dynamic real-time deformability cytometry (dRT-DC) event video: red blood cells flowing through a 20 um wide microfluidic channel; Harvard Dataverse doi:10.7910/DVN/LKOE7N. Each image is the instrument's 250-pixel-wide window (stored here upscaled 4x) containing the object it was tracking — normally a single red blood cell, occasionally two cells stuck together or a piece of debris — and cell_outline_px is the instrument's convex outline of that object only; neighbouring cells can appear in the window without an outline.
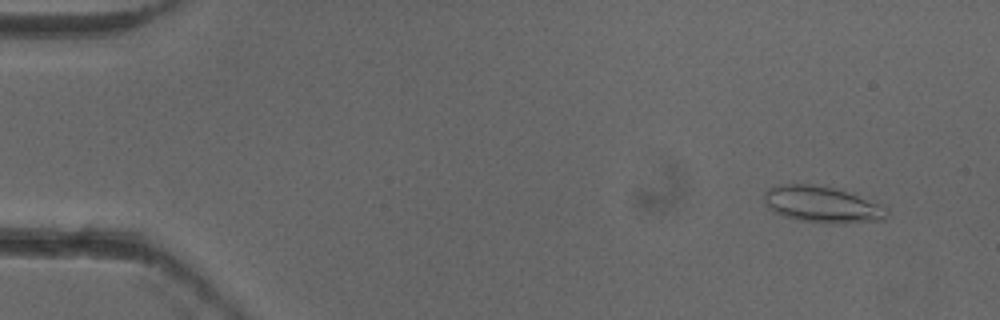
{"species": "common noctule bat (a hibernating species)", "species_latin": "Nyctalus noctula", "temperature_condition": "cold", "stored_images_in_passage": 51, "camera_frame_rate_fps": 3000, "um_per_image_px": 0.085, "animal": {"sex": "female"}, "frame": {"image": 1, "passage_image": 3, "time_ms": 0.667, "image_size_px": [1000, 320], "cell_outline_px": [[888, 216], [884, 220], [844, 224], [796, 220], [772, 212], [768, 208], [764, 200], [764, 192], [768, 188], [780, 184], [808, 184], [832, 188], [880, 204], [888, 208]], "centroid_in_image_um": [69.85, 17.4], "position_along_channel_um": 15.1, "area_um2": 25.89}}
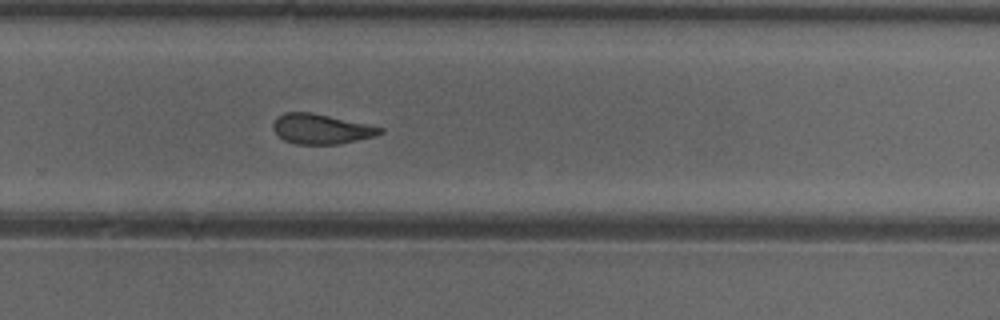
{"frame": {"image": 2, "passage_image": 34, "time_ms": 11.0, "image_size_px": [1000, 320], "cell_outline_px": [[384, 132], [376, 136], [340, 144], [296, 144], [284, 140], [272, 128], [272, 124], [276, 116], [284, 112], [312, 112], [384, 128]], "centroid_in_image_um": [27.28, 10.96], "position_along_channel_um": 302.5, "area_um2": 18.73}}
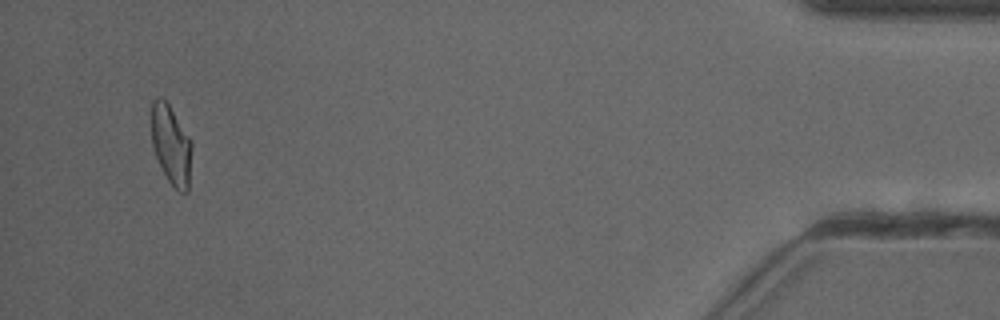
{"frame": {"image": 3, "passage_image": 49, "time_ms": 16.0, "image_size_px": [1000, 320], "cell_outline_px": [[192, 148], [188, 192], [180, 192], [168, 180], [152, 148], [152, 100], [156, 96], [160, 96], [168, 104], [192, 140]], "centroid_in_image_um": [14.56, 12.3], "position_along_channel_um": 420.6, "area_um2": 18.55}, "authors_computed_cell_mechanics": {"area_um2": 19.7098, "velocity_mm_per_s": 3.9255, "shape_relaxation_time_tau1_ms": null, "shape_relaxation_time_tau2_ms": 1.9979, "deformation_change_tau1": null, "deformation_change_tau2": 0.1038}}